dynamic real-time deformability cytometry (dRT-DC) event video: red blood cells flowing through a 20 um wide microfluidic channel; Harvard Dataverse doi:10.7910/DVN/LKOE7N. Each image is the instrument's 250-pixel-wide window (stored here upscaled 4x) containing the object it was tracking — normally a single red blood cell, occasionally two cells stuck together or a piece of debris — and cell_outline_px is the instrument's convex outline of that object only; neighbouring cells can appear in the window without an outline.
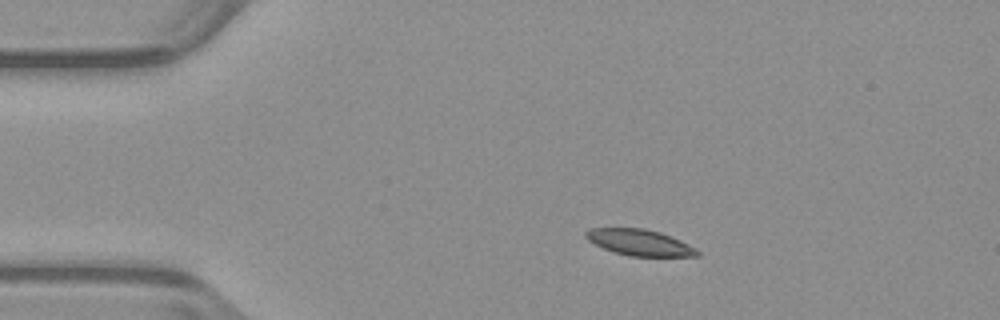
{"species": "common noctule bat (a hibernating species)", "species_latin": "Nyctalus noctula", "temperature_condition": "warm", "stored_images_in_passage": 44, "camera_frame_rate_fps": 3000, "um_per_image_px": 0.085, "animal": {"sex": "male", "body_mass_g": 23.1, "forearm_length_mm": 52.7}, "frame": {"image": 1, "passage_image": 1, "time_ms": 0.0, "image_size_px": [1000, 320], "cell_outline_px": [[700, 256], [628, 256], [604, 248], [588, 240], [584, 236], [584, 232], [588, 228], [644, 228], [660, 232], [672, 236], [696, 248], [700, 252]], "centroid_in_image_um": [54.37, 20.6], "position_along_channel_um": 30.6, "area_um2": 16.99}}
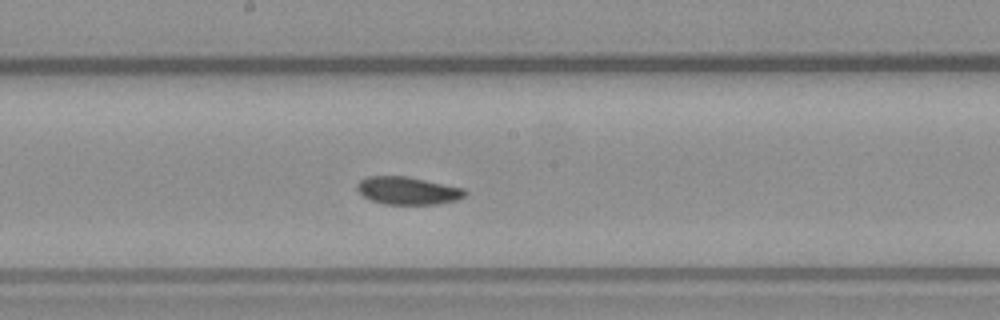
{"frame": {"image": 2, "passage_image": 19, "time_ms": 6.0, "image_size_px": [1000, 320], "cell_outline_px": [[468, 192], [464, 196], [456, 200], [436, 204], [384, 204], [372, 200], [364, 196], [356, 188], [356, 184], [360, 180], [368, 176], [404, 176], [464, 188]], "centroid_in_image_um": [34.65, 16.2], "position_along_channel_um": 213.6, "area_um2": 17.22}}
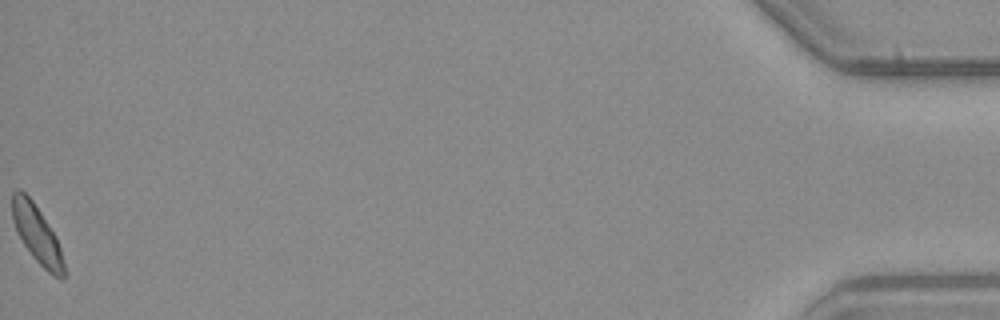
{"frame": {"image": 3, "passage_image": 44, "time_ms": 14.333, "image_size_px": [1000, 320], "cell_outline_px": [[64, 276], [52, 276], [32, 256], [24, 244], [12, 220], [12, 192], [16, 188], [20, 188], [32, 200], [56, 236], [60, 248], [64, 264]], "centroid_in_image_um": [3.12, 19.86], "position_along_channel_um": 432.1, "area_um2": 16.99}, "authors_computed_cell_mechanics": {"area_um2": 17.4845, "velocity_mm_per_s": 3.9247, "shape_relaxation_time_tau1_ms": 4.9801, "shape_relaxation_time_tau2_ms": null, "deformation_change_tau1": 0.1143, "deformation_change_tau2": null}}